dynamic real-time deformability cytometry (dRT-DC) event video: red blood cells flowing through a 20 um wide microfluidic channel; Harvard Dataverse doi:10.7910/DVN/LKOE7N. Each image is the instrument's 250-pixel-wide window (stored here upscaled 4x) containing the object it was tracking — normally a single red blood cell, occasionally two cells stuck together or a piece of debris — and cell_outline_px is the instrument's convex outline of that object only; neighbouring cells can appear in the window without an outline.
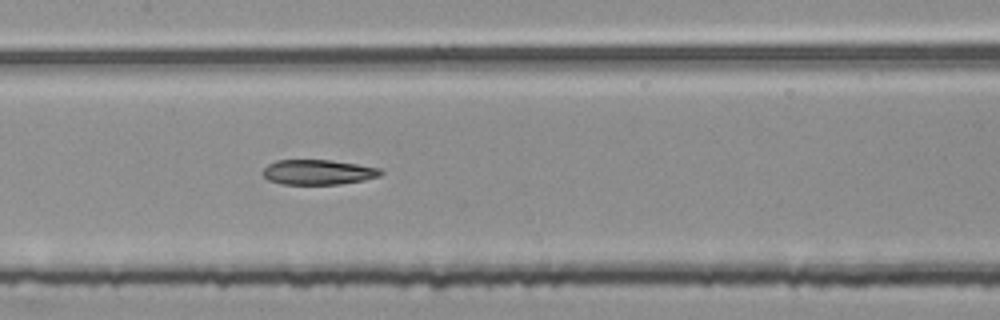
{"species": "common noctule bat (a hibernating species)", "species_latin": "Nyctalus noctula", "temperature_condition": "room temperature", "stored_images_in_passage": 55, "segment_of_instrument_passage": [2, 2], "camera_frame_rate_fps": 3000, "um_per_image_px": 0.085, "animal": {"sex": "female", "body_mass_g": 25.1}, "frame": {"image": 1, "passage_image": 27, "time_ms": 8.667, "image_size_px": [1000, 320], "cell_outline_px": [[384, 172], [380, 176], [364, 180], [340, 184], [284, 184], [268, 180], [260, 172], [268, 164], [276, 160], [332, 160], [380, 168]], "centroid_in_image_um": [27.03, 14.63], "position_along_channel_um": 180.4, "area_um2": 17.22}}
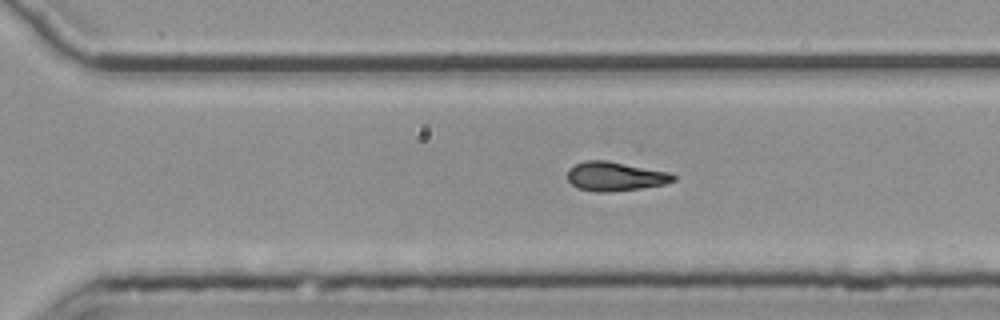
{"frame": {"image": 2, "passage_image": 38, "time_ms": 12.333, "image_size_px": [1000, 320], "cell_outline_px": [[676, 180], [664, 184], [640, 188], [612, 192], [596, 192], [576, 188], [568, 180], [568, 168], [584, 160], [604, 160], [668, 172], [676, 176]], "centroid_in_image_um": [52.25, 15.0], "position_along_channel_um": 318.3, "area_um2": 17.86}}
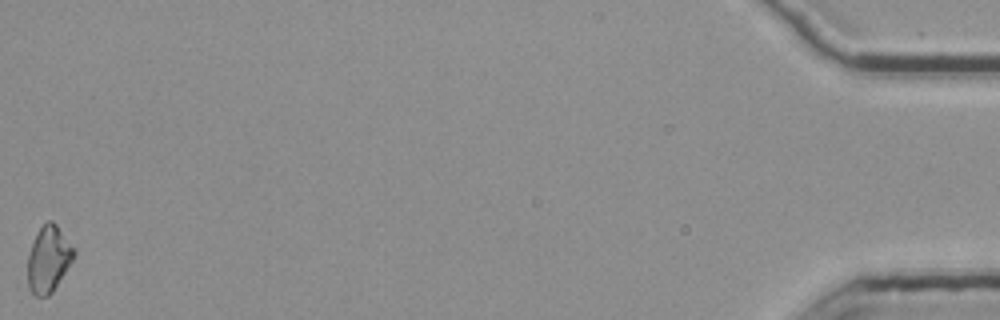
{"frame": {"image": 3, "passage_image": 55, "time_ms": 18.0, "image_size_px": [1000, 320], "cell_outline_px": [[76, 252], [72, 260], [52, 292], [48, 296], [36, 296], [28, 288], [28, 256], [32, 244], [40, 228], [48, 220], [52, 220], [56, 224]], "centroid_in_image_um": [4.11, 22.04], "position_along_channel_um": 431.1, "area_um2": 17.34}}